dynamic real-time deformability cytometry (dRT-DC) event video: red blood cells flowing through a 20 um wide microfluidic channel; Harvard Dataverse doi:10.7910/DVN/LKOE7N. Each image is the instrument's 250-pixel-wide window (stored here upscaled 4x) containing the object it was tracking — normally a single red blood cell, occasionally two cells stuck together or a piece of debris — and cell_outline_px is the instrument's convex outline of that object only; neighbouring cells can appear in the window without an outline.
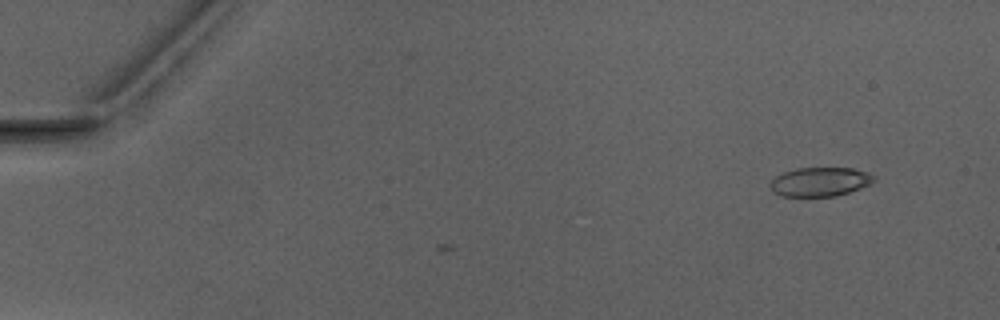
{"species": "Egyptian fruit bat (a non-hibernating species)", "species_latin": "Rousettus aegyptiacus", "temperature_condition": "warm", "stored_images_in_passage": 2, "camera_frame_rate_fps": 3000, "um_per_image_px": 0.085, "animal": {"sex": "male"}, "frame": {"image": 1, "passage_image": 1, "time_ms": 0.0, "image_size_px": [1000, 320], "cell_outline_px": [[876, 180], [860, 188], [836, 196], [784, 196], [772, 192], [768, 184], [776, 176], [784, 172], [796, 168], [852, 168], [868, 172], [876, 176]], "centroid_in_image_um": [69.69, 15.45], "position_along_channel_um": 15.3, "area_um2": 17.57}}